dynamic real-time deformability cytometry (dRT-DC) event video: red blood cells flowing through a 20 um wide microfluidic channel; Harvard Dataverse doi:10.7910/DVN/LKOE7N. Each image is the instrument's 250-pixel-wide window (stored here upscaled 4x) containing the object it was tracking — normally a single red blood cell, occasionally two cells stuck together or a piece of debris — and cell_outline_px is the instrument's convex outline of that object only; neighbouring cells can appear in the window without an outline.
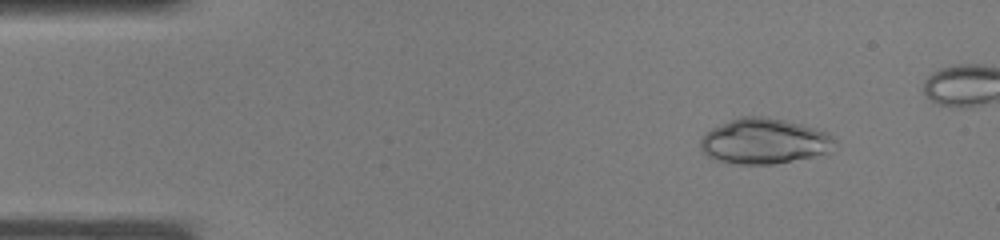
{"species": "common noctule bat (a hibernating species)", "species_latin": "Nyctalus noctula", "temperature_condition": "warm", "stored_images_in_passage": 10, "camera_frame_rate_fps": 3000, "um_per_image_px": 0.085, "animal": {"sex": "male", "body_mass_g": 19.0, "forearm_length_mm": 50.8}, "frame": {"image": 1, "passage_image": 1, "time_ms": 0.0, "image_size_px": [1000, 240], "cell_outline_px": [[836, 140], [832, 152], [776, 164], [740, 164], [716, 160], [708, 156], [700, 148], [700, 140], [712, 128], [740, 116], [760, 116], [784, 120], [800, 124], [828, 132]], "centroid_in_image_um": [64.99, 12.01], "position_along_channel_um": 20.0, "area_um2": 35.43}}